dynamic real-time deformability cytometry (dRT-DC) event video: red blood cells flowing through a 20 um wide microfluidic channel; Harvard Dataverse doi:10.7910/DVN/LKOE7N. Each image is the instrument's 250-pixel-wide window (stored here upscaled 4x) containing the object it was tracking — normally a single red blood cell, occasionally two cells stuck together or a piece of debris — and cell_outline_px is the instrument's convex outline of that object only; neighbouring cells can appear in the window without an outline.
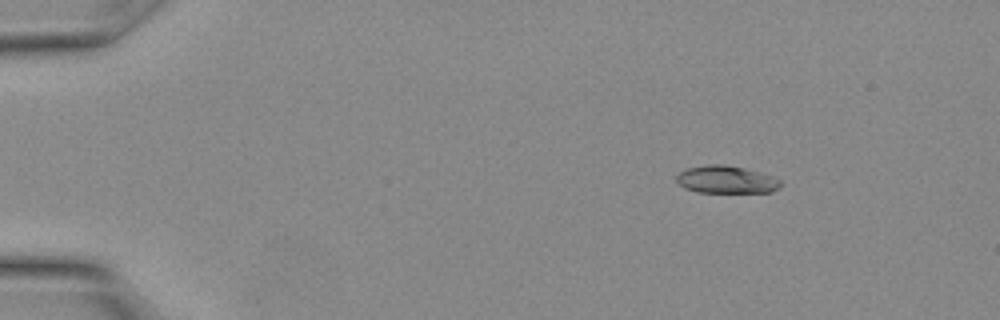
{"species": "Egyptian fruit bat (a non-hibernating species)", "species_latin": "Rousettus aegyptiacus", "temperature_condition": "warm", "stored_images_in_passage": 11, "camera_frame_rate_fps": 3000, "um_per_image_px": 0.085, "animal": {"sex": "female"}, "frame": {"image": 1, "passage_image": 2, "time_ms": 0.333, "image_size_px": [1000, 320], "cell_outline_px": [[780, 188], [772, 192], [696, 192], [684, 188], [676, 180], [676, 176], [680, 172], [688, 168], [708, 164], [724, 164], [744, 168], [772, 176], [780, 180]], "centroid_in_image_um": [61.72, 15.27], "position_along_channel_um": 23.3, "area_um2": 16.65}}
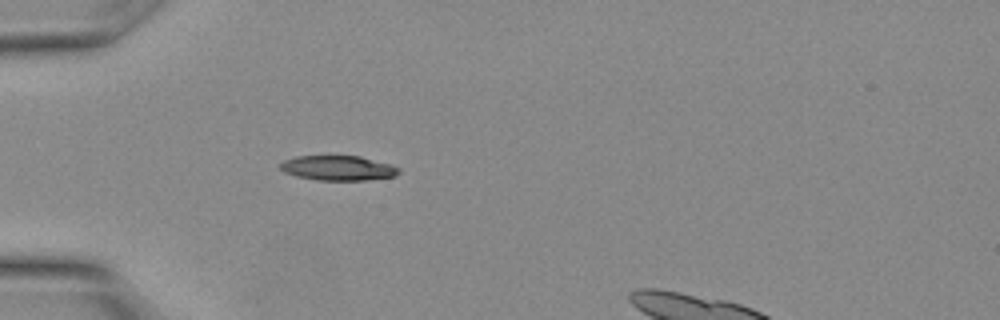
{"frame": {"image": 2, "passage_image": 7, "time_ms": 2.0, "image_size_px": [1000, 320], "cell_outline_px": [[400, 172], [396, 176], [368, 180], [316, 180], [296, 176], [284, 172], [280, 168], [280, 164], [284, 160], [296, 156], [360, 156], [392, 164], [400, 168]], "centroid_in_image_um": [28.77, 14.28], "position_along_channel_um": 56.2, "area_um2": 17.28}}
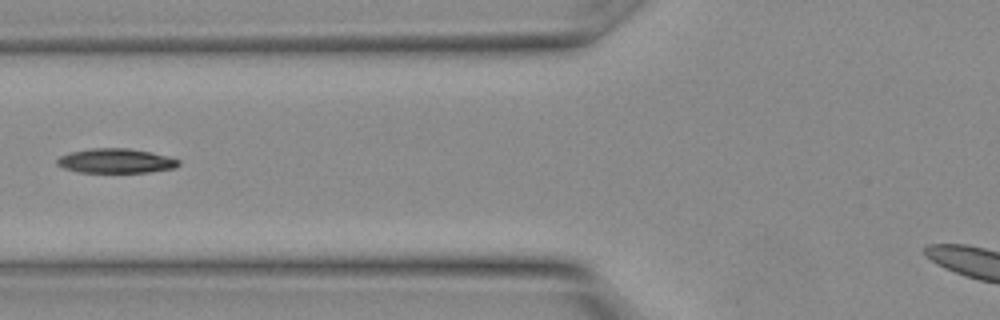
{"frame": {"image": 3, "passage_image": 10, "time_ms": 3.0, "image_size_px": [1000, 320], "cell_outline_px": [[180, 164], [176, 168], [152, 172], [80, 172], [64, 168], [56, 164], [56, 160], [60, 156], [72, 152], [92, 148], [128, 148], [152, 152], [168, 156], [180, 160]], "centroid_in_image_um": [9.89, 13.67], "position_along_channel_um": 115.9, "area_um2": 17.4}}